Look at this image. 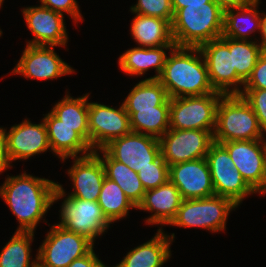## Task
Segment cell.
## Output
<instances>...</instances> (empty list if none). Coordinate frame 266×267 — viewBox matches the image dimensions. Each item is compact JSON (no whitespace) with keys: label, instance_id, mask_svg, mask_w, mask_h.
Wrapping results in <instances>:
<instances>
[{"label":"cell","instance_id":"ab89813d","mask_svg":"<svg viewBox=\"0 0 266 267\" xmlns=\"http://www.w3.org/2000/svg\"><path fill=\"white\" fill-rule=\"evenodd\" d=\"M214 1L224 12L229 9H238L247 5L253 4L258 0H212Z\"/></svg>","mask_w":266,"mask_h":267},{"label":"cell","instance_id":"74e56055","mask_svg":"<svg viewBox=\"0 0 266 267\" xmlns=\"http://www.w3.org/2000/svg\"><path fill=\"white\" fill-rule=\"evenodd\" d=\"M6 131L0 127V173L10 167V159L7 153V137Z\"/></svg>","mask_w":266,"mask_h":267},{"label":"cell","instance_id":"d4e9b609","mask_svg":"<svg viewBox=\"0 0 266 267\" xmlns=\"http://www.w3.org/2000/svg\"><path fill=\"white\" fill-rule=\"evenodd\" d=\"M98 150L103 154V157H100ZM98 150H95L94 153L101 159L105 177L116 182L131 202L138 207L144 198L145 189L137 172L114 160L103 148Z\"/></svg>","mask_w":266,"mask_h":267},{"label":"cell","instance_id":"7c38bea8","mask_svg":"<svg viewBox=\"0 0 266 267\" xmlns=\"http://www.w3.org/2000/svg\"><path fill=\"white\" fill-rule=\"evenodd\" d=\"M228 151L236 170L257 193L266 194V155L262 139L221 143ZM261 144V145H260Z\"/></svg>","mask_w":266,"mask_h":267},{"label":"cell","instance_id":"277c9868","mask_svg":"<svg viewBox=\"0 0 266 267\" xmlns=\"http://www.w3.org/2000/svg\"><path fill=\"white\" fill-rule=\"evenodd\" d=\"M257 116L239 94L223 95L217 106L213 139L217 143L264 139Z\"/></svg>","mask_w":266,"mask_h":267},{"label":"cell","instance_id":"484cf974","mask_svg":"<svg viewBox=\"0 0 266 267\" xmlns=\"http://www.w3.org/2000/svg\"><path fill=\"white\" fill-rule=\"evenodd\" d=\"M224 12V27L222 37L249 41L252 32H260L261 16L257 11L258 3ZM237 11V12H235Z\"/></svg>","mask_w":266,"mask_h":267},{"label":"cell","instance_id":"8fae6325","mask_svg":"<svg viewBox=\"0 0 266 267\" xmlns=\"http://www.w3.org/2000/svg\"><path fill=\"white\" fill-rule=\"evenodd\" d=\"M161 155L172 166L177 163L206 158L213 133L205 130L168 129L159 139Z\"/></svg>","mask_w":266,"mask_h":267},{"label":"cell","instance_id":"7402d4cb","mask_svg":"<svg viewBox=\"0 0 266 267\" xmlns=\"http://www.w3.org/2000/svg\"><path fill=\"white\" fill-rule=\"evenodd\" d=\"M174 237V233L169 236L158 229L151 240L129 251L115 267H162L171 257L170 244Z\"/></svg>","mask_w":266,"mask_h":267},{"label":"cell","instance_id":"4316f807","mask_svg":"<svg viewBox=\"0 0 266 267\" xmlns=\"http://www.w3.org/2000/svg\"><path fill=\"white\" fill-rule=\"evenodd\" d=\"M169 109L170 98L162 105L154 107V109L127 112L130 118L132 132L142 133L160 139L170 128Z\"/></svg>","mask_w":266,"mask_h":267},{"label":"cell","instance_id":"8992f818","mask_svg":"<svg viewBox=\"0 0 266 267\" xmlns=\"http://www.w3.org/2000/svg\"><path fill=\"white\" fill-rule=\"evenodd\" d=\"M224 94L170 98V129L205 130L214 133L216 111Z\"/></svg>","mask_w":266,"mask_h":267},{"label":"cell","instance_id":"b9f144b4","mask_svg":"<svg viewBox=\"0 0 266 267\" xmlns=\"http://www.w3.org/2000/svg\"><path fill=\"white\" fill-rule=\"evenodd\" d=\"M261 21H260V34L262 37L260 46L263 50V52H266V14H261Z\"/></svg>","mask_w":266,"mask_h":267},{"label":"cell","instance_id":"83f0119b","mask_svg":"<svg viewBox=\"0 0 266 267\" xmlns=\"http://www.w3.org/2000/svg\"><path fill=\"white\" fill-rule=\"evenodd\" d=\"M168 98L166 89L158 80L145 79L133 87L123 105L126 112H138V110L154 109Z\"/></svg>","mask_w":266,"mask_h":267},{"label":"cell","instance_id":"9a60e30c","mask_svg":"<svg viewBox=\"0 0 266 267\" xmlns=\"http://www.w3.org/2000/svg\"><path fill=\"white\" fill-rule=\"evenodd\" d=\"M54 46L28 45L11 73L30 79H56L69 75L73 68L64 62L53 50Z\"/></svg>","mask_w":266,"mask_h":267},{"label":"cell","instance_id":"ba28073f","mask_svg":"<svg viewBox=\"0 0 266 267\" xmlns=\"http://www.w3.org/2000/svg\"><path fill=\"white\" fill-rule=\"evenodd\" d=\"M206 159L215 195L227 197L238 206L245 196L255 193L236 170L232 158L221 143L214 141L211 144Z\"/></svg>","mask_w":266,"mask_h":267},{"label":"cell","instance_id":"4fadbf2b","mask_svg":"<svg viewBox=\"0 0 266 267\" xmlns=\"http://www.w3.org/2000/svg\"><path fill=\"white\" fill-rule=\"evenodd\" d=\"M89 144L93 151L102 149L111 140L132 132L125 107L118 109L88 102Z\"/></svg>","mask_w":266,"mask_h":267},{"label":"cell","instance_id":"d6986e66","mask_svg":"<svg viewBox=\"0 0 266 267\" xmlns=\"http://www.w3.org/2000/svg\"><path fill=\"white\" fill-rule=\"evenodd\" d=\"M7 153L9 159H28L29 157L46 152L50 148L45 122L32 124L24 120L21 124L14 125L6 132Z\"/></svg>","mask_w":266,"mask_h":267},{"label":"cell","instance_id":"8d00e7d4","mask_svg":"<svg viewBox=\"0 0 266 267\" xmlns=\"http://www.w3.org/2000/svg\"><path fill=\"white\" fill-rule=\"evenodd\" d=\"M41 5L53 11L65 12L71 16L74 21L83 20L76 0H40Z\"/></svg>","mask_w":266,"mask_h":267},{"label":"cell","instance_id":"ac0fdd59","mask_svg":"<svg viewBox=\"0 0 266 267\" xmlns=\"http://www.w3.org/2000/svg\"><path fill=\"white\" fill-rule=\"evenodd\" d=\"M42 121L47 128L51 151L63 161L69 157L75 158L81 152V157L94 152L89 144V127H69L51 112Z\"/></svg>","mask_w":266,"mask_h":267},{"label":"cell","instance_id":"f546056e","mask_svg":"<svg viewBox=\"0 0 266 267\" xmlns=\"http://www.w3.org/2000/svg\"><path fill=\"white\" fill-rule=\"evenodd\" d=\"M33 238L34 232L16 231L0 253V267H38L37 256L30 262Z\"/></svg>","mask_w":266,"mask_h":267},{"label":"cell","instance_id":"52a82bcc","mask_svg":"<svg viewBox=\"0 0 266 267\" xmlns=\"http://www.w3.org/2000/svg\"><path fill=\"white\" fill-rule=\"evenodd\" d=\"M94 248L85 237L54 224L38 249V267H68Z\"/></svg>","mask_w":266,"mask_h":267},{"label":"cell","instance_id":"cb8c5ba5","mask_svg":"<svg viewBox=\"0 0 266 267\" xmlns=\"http://www.w3.org/2000/svg\"><path fill=\"white\" fill-rule=\"evenodd\" d=\"M130 30L133 39L140 47L175 45L171 23L163 18L136 14Z\"/></svg>","mask_w":266,"mask_h":267},{"label":"cell","instance_id":"7bdbcfd3","mask_svg":"<svg viewBox=\"0 0 266 267\" xmlns=\"http://www.w3.org/2000/svg\"><path fill=\"white\" fill-rule=\"evenodd\" d=\"M95 267H107V266H105V264H103L102 261H100Z\"/></svg>","mask_w":266,"mask_h":267},{"label":"cell","instance_id":"f6af8a7d","mask_svg":"<svg viewBox=\"0 0 266 267\" xmlns=\"http://www.w3.org/2000/svg\"><path fill=\"white\" fill-rule=\"evenodd\" d=\"M3 1H4V0H0V7H1V5L3 4Z\"/></svg>","mask_w":266,"mask_h":267},{"label":"cell","instance_id":"ffe728a7","mask_svg":"<svg viewBox=\"0 0 266 267\" xmlns=\"http://www.w3.org/2000/svg\"><path fill=\"white\" fill-rule=\"evenodd\" d=\"M73 162L68 175L73 182L74 190L67 196L97 201L105 178L101 159L93 152L87 156H77Z\"/></svg>","mask_w":266,"mask_h":267},{"label":"cell","instance_id":"5bb4252c","mask_svg":"<svg viewBox=\"0 0 266 267\" xmlns=\"http://www.w3.org/2000/svg\"><path fill=\"white\" fill-rule=\"evenodd\" d=\"M103 149L135 172L149 166L161 155L158 138L135 132L111 140Z\"/></svg>","mask_w":266,"mask_h":267},{"label":"cell","instance_id":"e0dca14e","mask_svg":"<svg viewBox=\"0 0 266 267\" xmlns=\"http://www.w3.org/2000/svg\"><path fill=\"white\" fill-rule=\"evenodd\" d=\"M22 12L28 29L34 34L28 45L66 46L68 37L64 14L42 5L27 7Z\"/></svg>","mask_w":266,"mask_h":267},{"label":"cell","instance_id":"f1b7e54d","mask_svg":"<svg viewBox=\"0 0 266 267\" xmlns=\"http://www.w3.org/2000/svg\"><path fill=\"white\" fill-rule=\"evenodd\" d=\"M97 202L111 223L127 216L130 209L137 208L120 186L106 177Z\"/></svg>","mask_w":266,"mask_h":267},{"label":"cell","instance_id":"d6a6232c","mask_svg":"<svg viewBox=\"0 0 266 267\" xmlns=\"http://www.w3.org/2000/svg\"><path fill=\"white\" fill-rule=\"evenodd\" d=\"M145 191L157 188L169 180V165L160 155L149 166L141 168L137 172Z\"/></svg>","mask_w":266,"mask_h":267},{"label":"cell","instance_id":"30bf717a","mask_svg":"<svg viewBox=\"0 0 266 267\" xmlns=\"http://www.w3.org/2000/svg\"><path fill=\"white\" fill-rule=\"evenodd\" d=\"M61 222L58 224L75 232L94 244L111 222L104 215L97 201H89L67 196L61 206Z\"/></svg>","mask_w":266,"mask_h":267},{"label":"cell","instance_id":"7a4b0ae2","mask_svg":"<svg viewBox=\"0 0 266 267\" xmlns=\"http://www.w3.org/2000/svg\"><path fill=\"white\" fill-rule=\"evenodd\" d=\"M158 81L169 98L222 94L210 84L207 66L198 47H173Z\"/></svg>","mask_w":266,"mask_h":267},{"label":"cell","instance_id":"836d02e7","mask_svg":"<svg viewBox=\"0 0 266 267\" xmlns=\"http://www.w3.org/2000/svg\"><path fill=\"white\" fill-rule=\"evenodd\" d=\"M130 9L135 14L163 18L170 23L174 16L171 0H138Z\"/></svg>","mask_w":266,"mask_h":267},{"label":"cell","instance_id":"60d3db41","mask_svg":"<svg viewBox=\"0 0 266 267\" xmlns=\"http://www.w3.org/2000/svg\"><path fill=\"white\" fill-rule=\"evenodd\" d=\"M212 2V0H171L173 12L175 13L180 8L187 5H203L204 3Z\"/></svg>","mask_w":266,"mask_h":267},{"label":"cell","instance_id":"44dd1931","mask_svg":"<svg viewBox=\"0 0 266 267\" xmlns=\"http://www.w3.org/2000/svg\"><path fill=\"white\" fill-rule=\"evenodd\" d=\"M182 201L178 188L168 180L157 188L146 190L137 209L154 212L146 219L148 224L168 225L176 216Z\"/></svg>","mask_w":266,"mask_h":267},{"label":"cell","instance_id":"f35d334b","mask_svg":"<svg viewBox=\"0 0 266 267\" xmlns=\"http://www.w3.org/2000/svg\"><path fill=\"white\" fill-rule=\"evenodd\" d=\"M100 261L92 249L88 254L73 260L68 267H95Z\"/></svg>","mask_w":266,"mask_h":267},{"label":"cell","instance_id":"e575fe53","mask_svg":"<svg viewBox=\"0 0 266 267\" xmlns=\"http://www.w3.org/2000/svg\"><path fill=\"white\" fill-rule=\"evenodd\" d=\"M239 95H241L253 109L260 127L266 132V90H241Z\"/></svg>","mask_w":266,"mask_h":267},{"label":"cell","instance_id":"3957f363","mask_svg":"<svg viewBox=\"0 0 266 267\" xmlns=\"http://www.w3.org/2000/svg\"><path fill=\"white\" fill-rule=\"evenodd\" d=\"M224 11L214 2L187 5L174 13L171 28L177 47H199L223 34Z\"/></svg>","mask_w":266,"mask_h":267},{"label":"cell","instance_id":"ee69618b","mask_svg":"<svg viewBox=\"0 0 266 267\" xmlns=\"http://www.w3.org/2000/svg\"><path fill=\"white\" fill-rule=\"evenodd\" d=\"M266 133V132H265ZM263 145H264V149H265V155H266V139H262Z\"/></svg>","mask_w":266,"mask_h":267},{"label":"cell","instance_id":"2e32d148","mask_svg":"<svg viewBox=\"0 0 266 267\" xmlns=\"http://www.w3.org/2000/svg\"><path fill=\"white\" fill-rule=\"evenodd\" d=\"M169 180L178 188L183 200L215 195L206 158L169 166Z\"/></svg>","mask_w":266,"mask_h":267},{"label":"cell","instance_id":"6da1fadb","mask_svg":"<svg viewBox=\"0 0 266 267\" xmlns=\"http://www.w3.org/2000/svg\"><path fill=\"white\" fill-rule=\"evenodd\" d=\"M0 196L19 221L16 231L34 232L51 205L66 194L61 184L25 172L8 176L0 187Z\"/></svg>","mask_w":266,"mask_h":267},{"label":"cell","instance_id":"4dcf8cb0","mask_svg":"<svg viewBox=\"0 0 266 267\" xmlns=\"http://www.w3.org/2000/svg\"><path fill=\"white\" fill-rule=\"evenodd\" d=\"M229 51L232 54L233 68L236 74L246 82L251 76L263 50L257 41L229 38Z\"/></svg>","mask_w":266,"mask_h":267},{"label":"cell","instance_id":"603a6c76","mask_svg":"<svg viewBox=\"0 0 266 267\" xmlns=\"http://www.w3.org/2000/svg\"><path fill=\"white\" fill-rule=\"evenodd\" d=\"M175 45L161 47H134L127 50L119 57V66L123 72L129 75H143L150 68L155 69L157 74L146 80H158L163 71L166 60V50H171Z\"/></svg>","mask_w":266,"mask_h":267},{"label":"cell","instance_id":"9c48e42d","mask_svg":"<svg viewBox=\"0 0 266 267\" xmlns=\"http://www.w3.org/2000/svg\"><path fill=\"white\" fill-rule=\"evenodd\" d=\"M198 48L204 57L213 89L224 95L240 94L241 85L244 87L245 82L233 68L232 54L229 51V38L221 36L200 45Z\"/></svg>","mask_w":266,"mask_h":267},{"label":"cell","instance_id":"1f68e13d","mask_svg":"<svg viewBox=\"0 0 266 267\" xmlns=\"http://www.w3.org/2000/svg\"><path fill=\"white\" fill-rule=\"evenodd\" d=\"M88 97L89 94L79 98L66 96L55 104L51 113L69 127H89L88 124Z\"/></svg>","mask_w":266,"mask_h":267},{"label":"cell","instance_id":"d590c367","mask_svg":"<svg viewBox=\"0 0 266 267\" xmlns=\"http://www.w3.org/2000/svg\"><path fill=\"white\" fill-rule=\"evenodd\" d=\"M266 90V52H263L242 90Z\"/></svg>","mask_w":266,"mask_h":267},{"label":"cell","instance_id":"5b68a950","mask_svg":"<svg viewBox=\"0 0 266 267\" xmlns=\"http://www.w3.org/2000/svg\"><path fill=\"white\" fill-rule=\"evenodd\" d=\"M236 207L238 206L231 199L218 195L183 200L169 225L199 227L211 232L223 231L230 211Z\"/></svg>","mask_w":266,"mask_h":267}]
</instances>
